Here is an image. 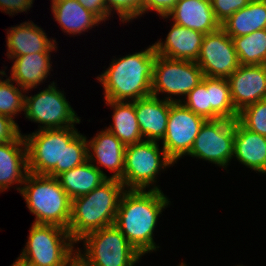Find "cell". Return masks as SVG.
<instances>
[{"label":"cell","mask_w":266,"mask_h":266,"mask_svg":"<svg viewBox=\"0 0 266 266\" xmlns=\"http://www.w3.org/2000/svg\"><path fill=\"white\" fill-rule=\"evenodd\" d=\"M23 136L30 173L57 177L88 161V140L75 127L38 129Z\"/></svg>","instance_id":"obj_1"},{"label":"cell","mask_w":266,"mask_h":266,"mask_svg":"<svg viewBox=\"0 0 266 266\" xmlns=\"http://www.w3.org/2000/svg\"><path fill=\"white\" fill-rule=\"evenodd\" d=\"M169 202L162 190H125L122 193L114 225L142 256L160 248L153 240V232Z\"/></svg>","instance_id":"obj_2"},{"label":"cell","mask_w":266,"mask_h":266,"mask_svg":"<svg viewBox=\"0 0 266 266\" xmlns=\"http://www.w3.org/2000/svg\"><path fill=\"white\" fill-rule=\"evenodd\" d=\"M154 45L146 50L113 59L107 70L97 77L104 87L105 101H135L151 96Z\"/></svg>","instance_id":"obj_3"},{"label":"cell","mask_w":266,"mask_h":266,"mask_svg":"<svg viewBox=\"0 0 266 266\" xmlns=\"http://www.w3.org/2000/svg\"><path fill=\"white\" fill-rule=\"evenodd\" d=\"M126 189L118 179L108 178L86 195L71 200L68 231L77 243L86 234L114 225L119 200Z\"/></svg>","instance_id":"obj_4"},{"label":"cell","mask_w":266,"mask_h":266,"mask_svg":"<svg viewBox=\"0 0 266 266\" xmlns=\"http://www.w3.org/2000/svg\"><path fill=\"white\" fill-rule=\"evenodd\" d=\"M20 194L35 215L36 224H53L68 229L71 199L56 177L28 173Z\"/></svg>","instance_id":"obj_5"},{"label":"cell","mask_w":266,"mask_h":266,"mask_svg":"<svg viewBox=\"0 0 266 266\" xmlns=\"http://www.w3.org/2000/svg\"><path fill=\"white\" fill-rule=\"evenodd\" d=\"M27 238L16 259L25 266H64L76 252L68 229L58 225L33 223Z\"/></svg>","instance_id":"obj_6"},{"label":"cell","mask_w":266,"mask_h":266,"mask_svg":"<svg viewBox=\"0 0 266 266\" xmlns=\"http://www.w3.org/2000/svg\"><path fill=\"white\" fill-rule=\"evenodd\" d=\"M161 155V156H160ZM174 165L158 142L143 140L126 146L123 177L120 179L126 190H160L155 186L161 169Z\"/></svg>","instance_id":"obj_7"},{"label":"cell","mask_w":266,"mask_h":266,"mask_svg":"<svg viewBox=\"0 0 266 266\" xmlns=\"http://www.w3.org/2000/svg\"><path fill=\"white\" fill-rule=\"evenodd\" d=\"M80 241L85 253L77 251L91 266H135L142 257L115 225L92 231Z\"/></svg>","instance_id":"obj_8"},{"label":"cell","mask_w":266,"mask_h":266,"mask_svg":"<svg viewBox=\"0 0 266 266\" xmlns=\"http://www.w3.org/2000/svg\"><path fill=\"white\" fill-rule=\"evenodd\" d=\"M204 78L203 71L194 61L175 60L157 54L151 84V95L167 93L165 100L181 102L171 96H187Z\"/></svg>","instance_id":"obj_9"},{"label":"cell","mask_w":266,"mask_h":266,"mask_svg":"<svg viewBox=\"0 0 266 266\" xmlns=\"http://www.w3.org/2000/svg\"><path fill=\"white\" fill-rule=\"evenodd\" d=\"M55 82L35 94L25 95L24 114L26 119L40 123L43 129H63L80 124V118L66 100L64 93L57 89Z\"/></svg>","instance_id":"obj_10"},{"label":"cell","mask_w":266,"mask_h":266,"mask_svg":"<svg viewBox=\"0 0 266 266\" xmlns=\"http://www.w3.org/2000/svg\"><path fill=\"white\" fill-rule=\"evenodd\" d=\"M235 120H206L188 156L227 168L234 154Z\"/></svg>","instance_id":"obj_11"},{"label":"cell","mask_w":266,"mask_h":266,"mask_svg":"<svg viewBox=\"0 0 266 266\" xmlns=\"http://www.w3.org/2000/svg\"><path fill=\"white\" fill-rule=\"evenodd\" d=\"M205 121L204 117L193 113L182 102L170 101V113L162 145L174 163L189 154Z\"/></svg>","instance_id":"obj_12"},{"label":"cell","mask_w":266,"mask_h":266,"mask_svg":"<svg viewBox=\"0 0 266 266\" xmlns=\"http://www.w3.org/2000/svg\"><path fill=\"white\" fill-rule=\"evenodd\" d=\"M196 63L204 76L228 78L239 66L232 38L222 29L205 34Z\"/></svg>","instance_id":"obj_13"},{"label":"cell","mask_w":266,"mask_h":266,"mask_svg":"<svg viewBox=\"0 0 266 266\" xmlns=\"http://www.w3.org/2000/svg\"><path fill=\"white\" fill-rule=\"evenodd\" d=\"M227 80L238 112L266 99V65H240Z\"/></svg>","instance_id":"obj_14"},{"label":"cell","mask_w":266,"mask_h":266,"mask_svg":"<svg viewBox=\"0 0 266 266\" xmlns=\"http://www.w3.org/2000/svg\"><path fill=\"white\" fill-rule=\"evenodd\" d=\"M45 31L33 22H24L7 31V56H23L35 53H51L56 50L55 40L47 38Z\"/></svg>","instance_id":"obj_15"},{"label":"cell","mask_w":266,"mask_h":266,"mask_svg":"<svg viewBox=\"0 0 266 266\" xmlns=\"http://www.w3.org/2000/svg\"><path fill=\"white\" fill-rule=\"evenodd\" d=\"M205 34L173 23L164 43L155 42V52L165 58L197 61Z\"/></svg>","instance_id":"obj_16"},{"label":"cell","mask_w":266,"mask_h":266,"mask_svg":"<svg viewBox=\"0 0 266 266\" xmlns=\"http://www.w3.org/2000/svg\"><path fill=\"white\" fill-rule=\"evenodd\" d=\"M28 171L27 147L24 136L20 134L15 140L0 144V192L13 184L21 191Z\"/></svg>","instance_id":"obj_17"},{"label":"cell","mask_w":266,"mask_h":266,"mask_svg":"<svg viewBox=\"0 0 266 266\" xmlns=\"http://www.w3.org/2000/svg\"><path fill=\"white\" fill-rule=\"evenodd\" d=\"M169 17L177 25L204 34L215 32L221 28L210 0H179L167 17L162 18Z\"/></svg>","instance_id":"obj_18"},{"label":"cell","mask_w":266,"mask_h":266,"mask_svg":"<svg viewBox=\"0 0 266 266\" xmlns=\"http://www.w3.org/2000/svg\"><path fill=\"white\" fill-rule=\"evenodd\" d=\"M134 108L144 140H163L170 113V101L151 95L135 100Z\"/></svg>","instance_id":"obj_19"},{"label":"cell","mask_w":266,"mask_h":266,"mask_svg":"<svg viewBox=\"0 0 266 266\" xmlns=\"http://www.w3.org/2000/svg\"><path fill=\"white\" fill-rule=\"evenodd\" d=\"M87 144L88 160L91 163L97 161L98 165L112 171L109 178L120 180L124 172L126 146L107 128L97 133Z\"/></svg>","instance_id":"obj_20"},{"label":"cell","mask_w":266,"mask_h":266,"mask_svg":"<svg viewBox=\"0 0 266 266\" xmlns=\"http://www.w3.org/2000/svg\"><path fill=\"white\" fill-rule=\"evenodd\" d=\"M233 157L247 168L266 174V137L246 129L235 120Z\"/></svg>","instance_id":"obj_21"},{"label":"cell","mask_w":266,"mask_h":266,"mask_svg":"<svg viewBox=\"0 0 266 266\" xmlns=\"http://www.w3.org/2000/svg\"><path fill=\"white\" fill-rule=\"evenodd\" d=\"M50 54L35 53L11 58L15 61L9 78L25 91L37 88L38 84L40 85L50 75L52 69Z\"/></svg>","instance_id":"obj_22"},{"label":"cell","mask_w":266,"mask_h":266,"mask_svg":"<svg viewBox=\"0 0 266 266\" xmlns=\"http://www.w3.org/2000/svg\"><path fill=\"white\" fill-rule=\"evenodd\" d=\"M52 13L62 31L67 34H80L101 20L92 12L84 8L77 0H52Z\"/></svg>","instance_id":"obj_23"},{"label":"cell","mask_w":266,"mask_h":266,"mask_svg":"<svg viewBox=\"0 0 266 266\" xmlns=\"http://www.w3.org/2000/svg\"><path fill=\"white\" fill-rule=\"evenodd\" d=\"M56 178L69 198L73 200L88 194L105 182L109 176L99 166L91 164L88 160L82 165L59 174Z\"/></svg>","instance_id":"obj_24"},{"label":"cell","mask_w":266,"mask_h":266,"mask_svg":"<svg viewBox=\"0 0 266 266\" xmlns=\"http://www.w3.org/2000/svg\"><path fill=\"white\" fill-rule=\"evenodd\" d=\"M221 28L231 38L266 29V0H251L223 22Z\"/></svg>","instance_id":"obj_25"},{"label":"cell","mask_w":266,"mask_h":266,"mask_svg":"<svg viewBox=\"0 0 266 266\" xmlns=\"http://www.w3.org/2000/svg\"><path fill=\"white\" fill-rule=\"evenodd\" d=\"M113 108V125L107 129L112 132L125 146L143 141L137 121L134 101H106Z\"/></svg>","instance_id":"obj_26"},{"label":"cell","mask_w":266,"mask_h":266,"mask_svg":"<svg viewBox=\"0 0 266 266\" xmlns=\"http://www.w3.org/2000/svg\"><path fill=\"white\" fill-rule=\"evenodd\" d=\"M207 90H210L211 120H237L227 78L207 77Z\"/></svg>","instance_id":"obj_27"},{"label":"cell","mask_w":266,"mask_h":266,"mask_svg":"<svg viewBox=\"0 0 266 266\" xmlns=\"http://www.w3.org/2000/svg\"><path fill=\"white\" fill-rule=\"evenodd\" d=\"M232 40L240 65H266V29Z\"/></svg>","instance_id":"obj_28"},{"label":"cell","mask_w":266,"mask_h":266,"mask_svg":"<svg viewBox=\"0 0 266 266\" xmlns=\"http://www.w3.org/2000/svg\"><path fill=\"white\" fill-rule=\"evenodd\" d=\"M12 82L10 78L0 79V114L13 120L16 114L24 111L25 90L15 87Z\"/></svg>","instance_id":"obj_29"},{"label":"cell","mask_w":266,"mask_h":266,"mask_svg":"<svg viewBox=\"0 0 266 266\" xmlns=\"http://www.w3.org/2000/svg\"><path fill=\"white\" fill-rule=\"evenodd\" d=\"M237 120L246 129L266 137V99L244 107Z\"/></svg>","instance_id":"obj_30"},{"label":"cell","mask_w":266,"mask_h":266,"mask_svg":"<svg viewBox=\"0 0 266 266\" xmlns=\"http://www.w3.org/2000/svg\"><path fill=\"white\" fill-rule=\"evenodd\" d=\"M186 100V101H185ZM181 101L193 113L211 120L210 90H207V76H204L192 91Z\"/></svg>","instance_id":"obj_31"},{"label":"cell","mask_w":266,"mask_h":266,"mask_svg":"<svg viewBox=\"0 0 266 266\" xmlns=\"http://www.w3.org/2000/svg\"><path fill=\"white\" fill-rule=\"evenodd\" d=\"M105 4L109 14L112 15L111 12L116 11L121 18L120 22L123 23L144 14L143 0H105Z\"/></svg>","instance_id":"obj_32"},{"label":"cell","mask_w":266,"mask_h":266,"mask_svg":"<svg viewBox=\"0 0 266 266\" xmlns=\"http://www.w3.org/2000/svg\"><path fill=\"white\" fill-rule=\"evenodd\" d=\"M216 19L222 24L251 0H210Z\"/></svg>","instance_id":"obj_33"},{"label":"cell","mask_w":266,"mask_h":266,"mask_svg":"<svg viewBox=\"0 0 266 266\" xmlns=\"http://www.w3.org/2000/svg\"><path fill=\"white\" fill-rule=\"evenodd\" d=\"M20 134L15 120L0 114V144L15 140Z\"/></svg>","instance_id":"obj_34"},{"label":"cell","mask_w":266,"mask_h":266,"mask_svg":"<svg viewBox=\"0 0 266 266\" xmlns=\"http://www.w3.org/2000/svg\"><path fill=\"white\" fill-rule=\"evenodd\" d=\"M178 1L179 0H143L144 13L151 10L159 13L158 15L161 17H167Z\"/></svg>","instance_id":"obj_35"},{"label":"cell","mask_w":266,"mask_h":266,"mask_svg":"<svg viewBox=\"0 0 266 266\" xmlns=\"http://www.w3.org/2000/svg\"><path fill=\"white\" fill-rule=\"evenodd\" d=\"M34 0H0V9L10 16L14 13L27 12ZM13 13V14H12Z\"/></svg>","instance_id":"obj_36"},{"label":"cell","mask_w":266,"mask_h":266,"mask_svg":"<svg viewBox=\"0 0 266 266\" xmlns=\"http://www.w3.org/2000/svg\"><path fill=\"white\" fill-rule=\"evenodd\" d=\"M84 8L95 14L102 22L111 16L107 10L105 0H77Z\"/></svg>","instance_id":"obj_37"},{"label":"cell","mask_w":266,"mask_h":266,"mask_svg":"<svg viewBox=\"0 0 266 266\" xmlns=\"http://www.w3.org/2000/svg\"><path fill=\"white\" fill-rule=\"evenodd\" d=\"M64 266H91L76 250V252L67 260Z\"/></svg>","instance_id":"obj_38"},{"label":"cell","mask_w":266,"mask_h":266,"mask_svg":"<svg viewBox=\"0 0 266 266\" xmlns=\"http://www.w3.org/2000/svg\"><path fill=\"white\" fill-rule=\"evenodd\" d=\"M11 266H25V265L16 260L15 262H13Z\"/></svg>","instance_id":"obj_39"},{"label":"cell","mask_w":266,"mask_h":266,"mask_svg":"<svg viewBox=\"0 0 266 266\" xmlns=\"http://www.w3.org/2000/svg\"><path fill=\"white\" fill-rule=\"evenodd\" d=\"M178 266H186V264L183 262V263L179 264Z\"/></svg>","instance_id":"obj_40"}]
</instances>
